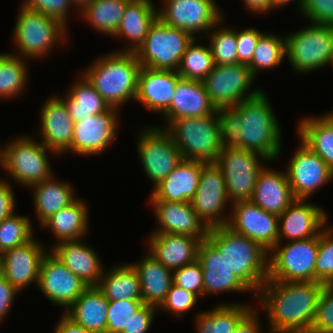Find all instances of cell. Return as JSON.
Here are the masks:
<instances>
[{
    "mask_svg": "<svg viewBox=\"0 0 333 333\" xmlns=\"http://www.w3.org/2000/svg\"><path fill=\"white\" fill-rule=\"evenodd\" d=\"M19 293L3 275L0 276V322L9 313L8 311H10L12 303H14L15 296Z\"/></svg>",
    "mask_w": 333,
    "mask_h": 333,
    "instance_id": "obj_57",
    "label": "cell"
},
{
    "mask_svg": "<svg viewBox=\"0 0 333 333\" xmlns=\"http://www.w3.org/2000/svg\"><path fill=\"white\" fill-rule=\"evenodd\" d=\"M140 281L144 304L159 307L173 284V271L165 267L149 252L142 260L130 264Z\"/></svg>",
    "mask_w": 333,
    "mask_h": 333,
    "instance_id": "obj_31",
    "label": "cell"
},
{
    "mask_svg": "<svg viewBox=\"0 0 333 333\" xmlns=\"http://www.w3.org/2000/svg\"><path fill=\"white\" fill-rule=\"evenodd\" d=\"M137 148L142 167L154 187L183 161L171 135L161 127H149L141 132Z\"/></svg>",
    "mask_w": 333,
    "mask_h": 333,
    "instance_id": "obj_13",
    "label": "cell"
},
{
    "mask_svg": "<svg viewBox=\"0 0 333 333\" xmlns=\"http://www.w3.org/2000/svg\"><path fill=\"white\" fill-rule=\"evenodd\" d=\"M205 162L183 160L158 185L153 187L150 201L190 202L198 187Z\"/></svg>",
    "mask_w": 333,
    "mask_h": 333,
    "instance_id": "obj_28",
    "label": "cell"
},
{
    "mask_svg": "<svg viewBox=\"0 0 333 333\" xmlns=\"http://www.w3.org/2000/svg\"><path fill=\"white\" fill-rule=\"evenodd\" d=\"M108 305L97 287L89 286L63 313L89 331L106 333Z\"/></svg>",
    "mask_w": 333,
    "mask_h": 333,
    "instance_id": "obj_33",
    "label": "cell"
},
{
    "mask_svg": "<svg viewBox=\"0 0 333 333\" xmlns=\"http://www.w3.org/2000/svg\"><path fill=\"white\" fill-rule=\"evenodd\" d=\"M105 272L106 270L103 271L96 287L108 301H142L140 281L130 264L114 266L108 273Z\"/></svg>",
    "mask_w": 333,
    "mask_h": 333,
    "instance_id": "obj_37",
    "label": "cell"
},
{
    "mask_svg": "<svg viewBox=\"0 0 333 333\" xmlns=\"http://www.w3.org/2000/svg\"><path fill=\"white\" fill-rule=\"evenodd\" d=\"M59 323L56 324L54 333H94L76 324L65 313L62 314Z\"/></svg>",
    "mask_w": 333,
    "mask_h": 333,
    "instance_id": "obj_59",
    "label": "cell"
},
{
    "mask_svg": "<svg viewBox=\"0 0 333 333\" xmlns=\"http://www.w3.org/2000/svg\"><path fill=\"white\" fill-rule=\"evenodd\" d=\"M11 141L1 148V167L9 177L30 187L53 176L47 152H56L28 136Z\"/></svg>",
    "mask_w": 333,
    "mask_h": 333,
    "instance_id": "obj_8",
    "label": "cell"
},
{
    "mask_svg": "<svg viewBox=\"0 0 333 333\" xmlns=\"http://www.w3.org/2000/svg\"><path fill=\"white\" fill-rule=\"evenodd\" d=\"M294 0H270V3H271V8L274 10V8H279L280 6L282 7V5H286L287 3L289 2H293ZM298 1V6L297 8L300 9V6H301V3H302V0H297Z\"/></svg>",
    "mask_w": 333,
    "mask_h": 333,
    "instance_id": "obj_61",
    "label": "cell"
},
{
    "mask_svg": "<svg viewBox=\"0 0 333 333\" xmlns=\"http://www.w3.org/2000/svg\"><path fill=\"white\" fill-rule=\"evenodd\" d=\"M143 305V301L125 299L109 301L106 333H121Z\"/></svg>",
    "mask_w": 333,
    "mask_h": 333,
    "instance_id": "obj_47",
    "label": "cell"
},
{
    "mask_svg": "<svg viewBox=\"0 0 333 333\" xmlns=\"http://www.w3.org/2000/svg\"><path fill=\"white\" fill-rule=\"evenodd\" d=\"M157 307L144 304L131 318L127 328L121 333H147L156 315Z\"/></svg>",
    "mask_w": 333,
    "mask_h": 333,
    "instance_id": "obj_55",
    "label": "cell"
},
{
    "mask_svg": "<svg viewBox=\"0 0 333 333\" xmlns=\"http://www.w3.org/2000/svg\"><path fill=\"white\" fill-rule=\"evenodd\" d=\"M51 248V252L65 264L70 272L88 286L97 285L105 269L93 247L80 240H74L58 243Z\"/></svg>",
    "mask_w": 333,
    "mask_h": 333,
    "instance_id": "obj_30",
    "label": "cell"
},
{
    "mask_svg": "<svg viewBox=\"0 0 333 333\" xmlns=\"http://www.w3.org/2000/svg\"><path fill=\"white\" fill-rule=\"evenodd\" d=\"M230 206L231 214L226 226L270 252L279 242L278 215L265 211L250 200L236 201Z\"/></svg>",
    "mask_w": 333,
    "mask_h": 333,
    "instance_id": "obj_16",
    "label": "cell"
},
{
    "mask_svg": "<svg viewBox=\"0 0 333 333\" xmlns=\"http://www.w3.org/2000/svg\"><path fill=\"white\" fill-rule=\"evenodd\" d=\"M333 228L326 226L319 235L315 261V281L333 284Z\"/></svg>",
    "mask_w": 333,
    "mask_h": 333,
    "instance_id": "obj_46",
    "label": "cell"
},
{
    "mask_svg": "<svg viewBox=\"0 0 333 333\" xmlns=\"http://www.w3.org/2000/svg\"><path fill=\"white\" fill-rule=\"evenodd\" d=\"M295 200L287 173L265 166L258 174L250 201L265 211L281 215Z\"/></svg>",
    "mask_w": 333,
    "mask_h": 333,
    "instance_id": "obj_29",
    "label": "cell"
},
{
    "mask_svg": "<svg viewBox=\"0 0 333 333\" xmlns=\"http://www.w3.org/2000/svg\"><path fill=\"white\" fill-rule=\"evenodd\" d=\"M128 1L95 0L80 11L79 15L86 22L88 20L95 30L113 37L120 25Z\"/></svg>",
    "mask_w": 333,
    "mask_h": 333,
    "instance_id": "obj_40",
    "label": "cell"
},
{
    "mask_svg": "<svg viewBox=\"0 0 333 333\" xmlns=\"http://www.w3.org/2000/svg\"><path fill=\"white\" fill-rule=\"evenodd\" d=\"M157 10L164 24L184 30L194 38L199 31L209 34L223 19L215 0H164L163 7Z\"/></svg>",
    "mask_w": 333,
    "mask_h": 333,
    "instance_id": "obj_14",
    "label": "cell"
},
{
    "mask_svg": "<svg viewBox=\"0 0 333 333\" xmlns=\"http://www.w3.org/2000/svg\"><path fill=\"white\" fill-rule=\"evenodd\" d=\"M193 39L188 32L166 25L157 18L134 53L141 67L177 71L182 55Z\"/></svg>",
    "mask_w": 333,
    "mask_h": 333,
    "instance_id": "obj_7",
    "label": "cell"
},
{
    "mask_svg": "<svg viewBox=\"0 0 333 333\" xmlns=\"http://www.w3.org/2000/svg\"><path fill=\"white\" fill-rule=\"evenodd\" d=\"M23 7L38 11L47 16L53 17L67 25L68 11L73 3L71 0H23Z\"/></svg>",
    "mask_w": 333,
    "mask_h": 333,
    "instance_id": "obj_53",
    "label": "cell"
},
{
    "mask_svg": "<svg viewBox=\"0 0 333 333\" xmlns=\"http://www.w3.org/2000/svg\"><path fill=\"white\" fill-rule=\"evenodd\" d=\"M284 57H286L285 37L263 33L259 37L248 67L255 78L260 70L278 67Z\"/></svg>",
    "mask_w": 333,
    "mask_h": 333,
    "instance_id": "obj_42",
    "label": "cell"
},
{
    "mask_svg": "<svg viewBox=\"0 0 333 333\" xmlns=\"http://www.w3.org/2000/svg\"><path fill=\"white\" fill-rule=\"evenodd\" d=\"M40 116L41 142L58 154L72 151L74 121L60 96L50 97L42 106Z\"/></svg>",
    "mask_w": 333,
    "mask_h": 333,
    "instance_id": "obj_23",
    "label": "cell"
},
{
    "mask_svg": "<svg viewBox=\"0 0 333 333\" xmlns=\"http://www.w3.org/2000/svg\"><path fill=\"white\" fill-rule=\"evenodd\" d=\"M26 59L19 54L0 53V98H13L23 92L27 85L29 68Z\"/></svg>",
    "mask_w": 333,
    "mask_h": 333,
    "instance_id": "obj_41",
    "label": "cell"
},
{
    "mask_svg": "<svg viewBox=\"0 0 333 333\" xmlns=\"http://www.w3.org/2000/svg\"><path fill=\"white\" fill-rule=\"evenodd\" d=\"M216 111L202 81L180 78L171 105L163 116L168 126L176 119L210 116Z\"/></svg>",
    "mask_w": 333,
    "mask_h": 333,
    "instance_id": "obj_27",
    "label": "cell"
},
{
    "mask_svg": "<svg viewBox=\"0 0 333 333\" xmlns=\"http://www.w3.org/2000/svg\"><path fill=\"white\" fill-rule=\"evenodd\" d=\"M119 109L90 115L74 122L72 152L79 155H100L115 141Z\"/></svg>",
    "mask_w": 333,
    "mask_h": 333,
    "instance_id": "obj_19",
    "label": "cell"
},
{
    "mask_svg": "<svg viewBox=\"0 0 333 333\" xmlns=\"http://www.w3.org/2000/svg\"><path fill=\"white\" fill-rule=\"evenodd\" d=\"M197 260L203 271V296L251 290L229 268L224 256L206 239L198 247Z\"/></svg>",
    "mask_w": 333,
    "mask_h": 333,
    "instance_id": "obj_25",
    "label": "cell"
},
{
    "mask_svg": "<svg viewBox=\"0 0 333 333\" xmlns=\"http://www.w3.org/2000/svg\"><path fill=\"white\" fill-rule=\"evenodd\" d=\"M319 235L304 240L278 242L268 258V280L315 281V261L318 255ZM274 251V252H273Z\"/></svg>",
    "mask_w": 333,
    "mask_h": 333,
    "instance_id": "obj_10",
    "label": "cell"
},
{
    "mask_svg": "<svg viewBox=\"0 0 333 333\" xmlns=\"http://www.w3.org/2000/svg\"><path fill=\"white\" fill-rule=\"evenodd\" d=\"M217 116L222 149L241 148L240 114L233 107H220L217 109Z\"/></svg>",
    "mask_w": 333,
    "mask_h": 333,
    "instance_id": "obj_48",
    "label": "cell"
},
{
    "mask_svg": "<svg viewBox=\"0 0 333 333\" xmlns=\"http://www.w3.org/2000/svg\"><path fill=\"white\" fill-rule=\"evenodd\" d=\"M54 175L30 186L33 190V201L40 226L60 209L73 203L74 196L71 184L55 180Z\"/></svg>",
    "mask_w": 333,
    "mask_h": 333,
    "instance_id": "obj_36",
    "label": "cell"
},
{
    "mask_svg": "<svg viewBox=\"0 0 333 333\" xmlns=\"http://www.w3.org/2000/svg\"><path fill=\"white\" fill-rule=\"evenodd\" d=\"M180 78L177 71L141 67L138 74L136 102L143 103L146 109L156 111L162 116L171 105Z\"/></svg>",
    "mask_w": 333,
    "mask_h": 333,
    "instance_id": "obj_24",
    "label": "cell"
},
{
    "mask_svg": "<svg viewBox=\"0 0 333 333\" xmlns=\"http://www.w3.org/2000/svg\"><path fill=\"white\" fill-rule=\"evenodd\" d=\"M286 173L295 199L308 200L333 179L331 168L302 141L288 163Z\"/></svg>",
    "mask_w": 333,
    "mask_h": 333,
    "instance_id": "obj_18",
    "label": "cell"
},
{
    "mask_svg": "<svg viewBox=\"0 0 333 333\" xmlns=\"http://www.w3.org/2000/svg\"><path fill=\"white\" fill-rule=\"evenodd\" d=\"M190 202L209 228L227 225L229 216L224 217V212L227 203L231 201L227 195L223 172L216 163L204 164L196 194Z\"/></svg>",
    "mask_w": 333,
    "mask_h": 333,
    "instance_id": "obj_15",
    "label": "cell"
},
{
    "mask_svg": "<svg viewBox=\"0 0 333 333\" xmlns=\"http://www.w3.org/2000/svg\"><path fill=\"white\" fill-rule=\"evenodd\" d=\"M268 159L257 152L241 148L222 149L216 165L223 172L227 195L231 203L250 200L259 172Z\"/></svg>",
    "mask_w": 333,
    "mask_h": 333,
    "instance_id": "obj_11",
    "label": "cell"
},
{
    "mask_svg": "<svg viewBox=\"0 0 333 333\" xmlns=\"http://www.w3.org/2000/svg\"><path fill=\"white\" fill-rule=\"evenodd\" d=\"M255 79L247 65L238 63L215 65L202 82L210 101L218 109L234 107L257 95L262 89L255 88L249 92Z\"/></svg>",
    "mask_w": 333,
    "mask_h": 333,
    "instance_id": "obj_12",
    "label": "cell"
},
{
    "mask_svg": "<svg viewBox=\"0 0 333 333\" xmlns=\"http://www.w3.org/2000/svg\"><path fill=\"white\" fill-rule=\"evenodd\" d=\"M88 287L52 252L44 255L40 265L38 288L54 305L64 307L66 312Z\"/></svg>",
    "mask_w": 333,
    "mask_h": 333,
    "instance_id": "obj_17",
    "label": "cell"
},
{
    "mask_svg": "<svg viewBox=\"0 0 333 333\" xmlns=\"http://www.w3.org/2000/svg\"><path fill=\"white\" fill-rule=\"evenodd\" d=\"M252 308L247 304L221 303L209 311H200L196 317L197 333H234L239 320Z\"/></svg>",
    "mask_w": 333,
    "mask_h": 333,
    "instance_id": "obj_39",
    "label": "cell"
},
{
    "mask_svg": "<svg viewBox=\"0 0 333 333\" xmlns=\"http://www.w3.org/2000/svg\"><path fill=\"white\" fill-rule=\"evenodd\" d=\"M247 10L258 14L272 11L270 0H242Z\"/></svg>",
    "mask_w": 333,
    "mask_h": 333,
    "instance_id": "obj_60",
    "label": "cell"
},
{
    "mask_svg": "<svg viewBox=\"0 0 333 333\" xmlns=\"http://www.w3.org/2000/svg\"><path fill=\"white\" fill-rule=\"evenodd\" d=\"M73 3V6L75 5V7L79 8V10L77 9V11H82L86 6H88L89 4L93 3L95 0H71Z\"/></svg>",
    "mask_w": 333,
    "mask_h": 333,
    "instance_id": "obj_62",
    "label": "cell"
},
{
    "mask_svg": "<svg viewBox=\"0 0 333 333\" xmlns=\"http://www.w3.org/2000/svg\"><path fill=\"white\" fill-rule=\"evenodd\" d=\"M151 0H129L114 36L130 42L122 51L135 52L144 42L150 26L158 18V10Z\"/></svg>",
    "mask_w": 333,
    "mask_h": 333,
    "instance_id": "obj_32",
    "label": "cell"
},
{
    "mask_svg": "<svg viewBox=\"0 0 333 333\" xmlns=\"http://www.w3.org/2000/svg\"><path fill=\"white\" fill-rule=\"evenodd\" d=\"M310 333H333V284H324Z\"/></svg>",
    "mask_w": 333,
    "mask_h": 333,
    "instance_id": "obj_49",
    "label": "cell"
},
{
    "mask_svg": "<svg viewBox=\"0 0 333 333\" xmlns=\"http://www.w3.org/2000/svg\"><path fill=\"white\" fill-rule=\"evenodd\" d=\"M241 116V149L257 152L268 161L281 153V130L268 96L261 90L254 97L233 107Z\"/></svg>",
    "mask_w": 333,
    "mask_h": 333,
    "instance_id": "obj_4",
    "label": "cell"
},
{
    "mask_svg": "<svg viewBox=\"0 0 333 333\" xmlns=\"http://www.w3.org/2000/svg\"><path fill=\"white\" fill-rule=\"evenodd\" d=\"M263 32H259L255 28H246L236 31L238 63L249 65L256 48L259 37Z\"/></svg>",
    "mask_w": 333,
    "mask_h": 333,
    "instance_id": "obj_54",
    "label": "cell"
},
{
    "mask_svg": "<svg viewBox=\"0 0 333 333\" xmlns=\"http://www.w3.org/2000/svg\"><path fill=\"white\" fill-rule=\"evenodd\" d=\"M19 8L14 26V42L20 57L27 60L48 56L57 42H67L68 27L61 21L23 6Z\"/></svg>",
    "mask_w": 333,
    "mask_h": 333,
    "instance_id": "obj_6",
    "label": "cell"
},
{
    "mask_svg": "<svg viewBox=\"0 0 333 333\" xmlns=\"http://www.w3.org/2000/svg\"><path fill=\"white\" fill-rule=\"evenodd\" d=\"M68 91L66 98L62 96L60 98L74 122L106 112L111 108L83 74L82 79L80 77V81L73 84Z\"/></svg>",
    "mask_w": 333,
    "mask_h": 333,
    "instance_id": "obj_38",
    "label": "cell"
},
{
    "mask_svg": "<svg viewBox=\"0 0 333 333\" xmlns=\"http://www.w3.org/2000/svg\"><path fill=\"white\" fill-rule=\"evenodd\" d=\"M33 226L28 216L14 213L0 222V253L33 239Z\"/></svg>",
    "mask_w": 333,
    "mask_h": 333,
    "instance_id": "obj_44",
    "label": "cell"
},
{
    "mask_svg": "<svg viewBox=\"0 0 333 333\" xmlns=\"http://www.w3.org/2000/svg\"><path fill=\"white\" fill-rule=\"evenodd\" d=\"M331 112V113H330ZM304 117L298 125L299 140L316 153L333 171V112Z\"/></svg>",
    "mask_w": 333,
    "mask_h": 333,
    "instance_id": "obj_35",
    "label": "cell"
},
{
    "mask_svg": "<svg viewBox=\"0 0 333 333\" xmlns=\"http://www.w3.org/2000/svg\"><path fill=\"white\" fill-rule=\"evenodd\" d=\"M83 74L110 107L120 109L127 100L135 101L141 68L131 51H116L101 56Z\"/></svg>",
    "mask_w": 333,
    "mask_h": 333,
    "instance_id": "obj_3",
    "label": "cell"
},
{
    "mask_svg": "<svg viewBox=\"0 0 333 333\" xmlns=\"http://www.w3.org/2000/svg\"><path fill=\"white\" fill-rule=\"evenodd\" d=\"M2 269H3V265H2V253H0V276H2Z\"/></svg>",
    "mask_w": 333,
    "mask_h": 333,
    "instance_id": "obj_63",
    "label": "cell"
},
{
    "mask_svg": "<svg viewBox=\"0 0 333 333\" xmlns=\"http://www.w3.org/2000/svg\"><path fill=\"white\" fill-rule=\"evenodd\" d=\"M258 313L253 307L239 320L234 333H262Z\"/></svg>",
    "mask_w": 333,
    "mask_h": 333,
    "instance_id": "obj_58",
    "label": "cell"
},
{
    "mask_svg": "<svg viewBox=\"0 0 333 333\" xmlns=\"http://www.w3.org/2000/svg\"><path fill=\"white\" fill-rule=\"evenodd\" d=\"M0 166H1V147H0Z\"/></svg>",
    "mask_w": 333,
    "mask_h": 333,
    "instance_id": "obj_64",
    "label": "cell"
},
{
    "mask_svg": "<svg viewBox=\"0 0 333 333\" xmlns=\"http://www.w3.org/2000/svg\"><path fill=\"white\" fill-rule=\"evenodd\" d=\"M324 284L266 280L257 299L268 315L269 333H310Z\"/></svg>",
    "mask_w": 333,
    "mask_h": 333,
    "instance_id": "obj_1",
    "label": "cell"
},
{
    "mask_svg": "<svg viewBox=\"0 0 333 333\" xmlns=\"http://www.w3.org/2000/svg\"><path fill=\"white\" fill-rule=\"evenodd\" d=\"M159 223L153 233H175L206 240L210 228L198 216L191 202L149 201Z\"/></svg>",
    "mask_w": 333,
    "mask_h": 333,
    "instance_id": "obj_22",
    "label": "cell"
},
{
    "mask_svg": "<svg viewBox=\"0 0 333 333\" xmlns=\"http://www.w3.org/2000/svg\"><path fill=\"white\" fill-rule=\"evenodd\" d=\"M183 160L215 163L222 150L217 111L210 116L180 118L164 128Z\"/></svg>",
    "mask_w": 333,
    "mask_h": 333,
    "instance_id": "obj_5",
    "label": "cell"
},
{
    "mask_svg": "<svg viewBox=\"0 0 333 333\" xmlns=\"http://www.w3.org/2000/svg\"><path fill=\"white\" fill-rule=\"evenodd\" d=\"M6 180L0 179V222L15 213V196L13 187Z\"/></svg>",
    "mask_w": 333,
    "mask_h": 333,
    "instance_id": "obj_56",
    "label": "cell"
},
{
    "mask_svg": "<svg viewBox=\"0 0 333 333\" xmlns=\"http://www.w3.org/2000/svg\"><path fill=\"white\" fill-rule=\"evenodd\" d=\"M197 299L198 297L194 293L172 284L165 300L157 309H163L164 312L167 311L168 313L176 315V317L180 318L184 312L194 307Z\"/></svg>",
    "mask_w": 333,
    "mask_h": 333,
    "instance_id": "obj_51",
    "label": "cell"
},
{
    "mask_svg": "<svg viewBox=\"0 0 333 333\" xmlns=\"http://www.w3.org/2000/svg\"><path fill=\"white\" fill-rule=\"evenodd\" d=\"M306 201L295 199L278 216L279 242L283 239L294 241L313 238L327 226L328 216L324 209Z\"/></svg>",
    "mask_w": 333,
    "mask_h": 333,
    "instance_id": "obj_20",
    "label": "cell"
},
{
    "mask_svg": "<svg viewBox=\"0 0 333 333\" xmlns=\"http://www.w3.org/2000/svg\"><path fill=\"white\" fill-rule=\"evenodd\" d=\"M310 25L285 36L287 60L298 74L333 62V27Z\"/></svg>",
    "mask_w": 333,
    "mask_h": 333,
    "instance_id": "obj_9",
    "label": "cell"
},
{
    "mask_svg": "<svg viewBox=\"0 0 333 333\" xmlns=\"http://www.w3.org/2000/svg\"><path fill=\"white\" fill-rule=\"evenodd\" d=\"M194 38L182 55L177 73L181 78L202 81L215 66L211 48L196 44Z\"/></svg>",
    "mask_w": 333,
    "mask_h": 333,
    "instance_id": "obj_43",
    "label": "cell"
},
{
    "mask_svg": "<svg viewBox=\"0 0 333 333\" xmlns=\"http://www.w3.org/2000/svg\"><path fill=\"white\" fill-rule=\"evenodd\" d=\"M224 18L217 23L215 29L211 32L209 46L211 48L215 65H233L238 64L236 30L223 26ZM222 25V27H218ZM220 28V29H218Z\"/></svg>",
    "mask_w": 333,
    "mask_h": 333,
    "instance_id": "obj_45",
    "label": "cell"
},
{
    "mask_svg": "<svg viewBox=\"0 0 333 333\" xmlns=\"http://www.w3.org/2000/svg\"><path fill=\"white\" fill-rule=\"evenodd\" d=\"M200 243L199 239L189 235L151 233L147 245L148 252L173 271L197 260Z\"/></svg>",
    "mask_w": 333,
    "mask_h": 333,
    "instance_id": "obj_26",
    "label": "cell"
},
{
    "mask_svg": "<svg viewBox=\"0 0 333 333\" xmlns=\"http://www.w3.org/2000/svg\"><path fill=\"white\" fill-rule=\"evenodd\" d=\"M207 240L224 256L234 275L257 294L268 279L269 252L227 226L210 228Z\"/></svg>",
    "mask_w": 333,
    "mask_h": 333,
    "instance_id": "obj_2",
    "label": "cell"
},
{
    "mask_svg": "<svg viewBox=\"0 0 333 333\" xmlns=\"http://www.w3.org/2000/svg\"><path fill=\"white\" fill-rule=\"evenodd\" d=\"M300 11L311 23L333 27V0H302Z\"/></svg>",
    "mask_w": 333,
    "mask_h": 333,
    "instance_id": "obj_52",
    "label": "cell"
},
{
    "mask_svg": "<svg viewBox=\"0 0 333 333\" xmlns=\"http://www.w3.org/2000/svg\"><path fill=\"white\" fill-rule=\"evenodd\" d=\"M45 249L43 244L33 238L21 246L3 252L2 275L19 292L34 282L38 286Z\"/></svg>",
    "mask_w": 333,
    "mask_h": 333,
    "instance_id": "obj_21",
    "label": "cell"
},
{
    "mask_svg": "<svg viewBox=\"0 0 333 333\" xmlns=\"http://www.w3.org/2000/svg\"><path fill=\"white\" fill-rule=\"evenodd\" d=\"M87 204L77 198L70 205L60 209L49 217L42 225L50 229L57 243L65 241L82 240L89 229Z\"/></svg>",
    "mask_w": 333,
    "mask_h": 333,
    "instance_id": "obj_34",
    "label": "cell"
},
{
    "mask_svg": "<svg viewBox=\"0 0 333 333\" xmlns=\"http://www.w3.org/2000/svg\"><path fill=\"white\" fill-rule=\"evenodd\" d=\"M173 284L201 297L203 295V271L198 260L173 270Z\"/></svg>",
    "mask_w": 333,
    "mask_h": 333,
    "instance_id": "obj_50",
    "label": "cell"
}]
</instances>
